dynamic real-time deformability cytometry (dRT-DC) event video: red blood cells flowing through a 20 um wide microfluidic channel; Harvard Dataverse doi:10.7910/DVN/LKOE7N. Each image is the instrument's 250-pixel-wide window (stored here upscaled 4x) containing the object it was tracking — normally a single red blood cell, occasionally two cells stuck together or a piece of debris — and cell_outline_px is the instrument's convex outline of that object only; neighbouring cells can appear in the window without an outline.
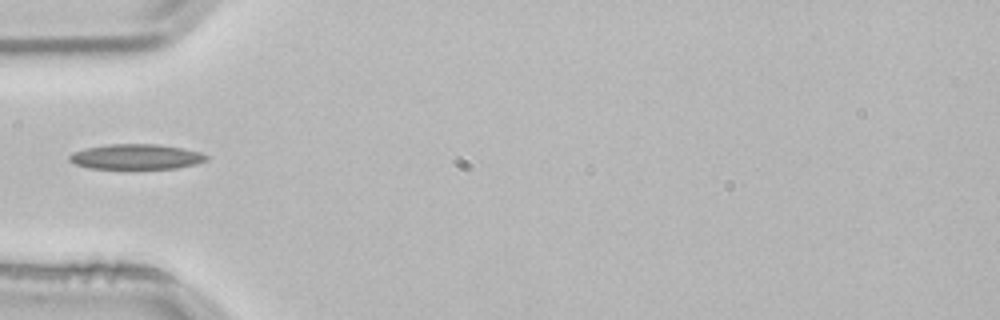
{"species": "common noctule bat (a hibernating species)", "species_latin": "Nyctalus noctula", "temperature_condition": "room temperature", "stored_images_in_passage": 1, "camera_frame_rate_fps": 3000, "um_per_image_px": 0.085, "animal": {"sex": "male", "body_mass_g": 21.5, "forearm_length_mm": 52.0}, "frame": {"image": 1, "passage_image": 1, "time_ms": 0.0, "image_size_px": [1000, 320], "cell_outline_px": [[208, 160], [196, 164], [176, 168], [88, 168], [76, 164], [68, 160], [68, 156], [72, 152], [88, 148], [112, 144], [156, 144], [180, 148], [200, 152], [208, 156]], "centroid_in_image_um": [11.57, 13.32], "position_along_channel_um": 73.4, "area_um2": 19.83}}